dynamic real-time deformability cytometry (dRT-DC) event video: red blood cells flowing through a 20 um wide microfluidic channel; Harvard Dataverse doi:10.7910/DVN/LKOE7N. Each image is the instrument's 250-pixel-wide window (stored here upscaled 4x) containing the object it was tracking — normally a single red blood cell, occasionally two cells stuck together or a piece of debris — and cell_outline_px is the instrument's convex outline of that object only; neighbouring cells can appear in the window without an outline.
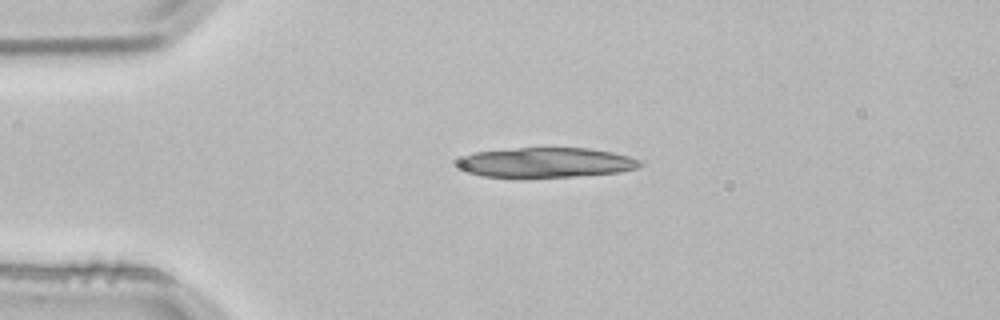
{"species": "common noctule bat (a hibernating species)", "species_latin": "Nyctalus noctula", "temperature_condition": "room temperature", "stored_images_in_passage": 2, "camera_frame_rate_fps": 3000, "um_per_image_px": 0.085, "animal": {"sex": "male", "body_mass_g": 21.5, "forearm_length_mm": 52.0}, "frame": {"image": 1, "passage_image": 2, "time_ms": 0.333, "image_size_px": [1000, 320], "cell_outline_px": [[644, 164], [636, 168], [620, 172], [576, 176], [480, 176], [456, 168], [456, 160], [464, 156], [476, 152], [516, 148], [592, 148], [612, 152], [644, 160]], "centroid_in_image_um": [46.43, 13.8], "position_along_channel_um": 38.6, "area_um2": 31.62}}